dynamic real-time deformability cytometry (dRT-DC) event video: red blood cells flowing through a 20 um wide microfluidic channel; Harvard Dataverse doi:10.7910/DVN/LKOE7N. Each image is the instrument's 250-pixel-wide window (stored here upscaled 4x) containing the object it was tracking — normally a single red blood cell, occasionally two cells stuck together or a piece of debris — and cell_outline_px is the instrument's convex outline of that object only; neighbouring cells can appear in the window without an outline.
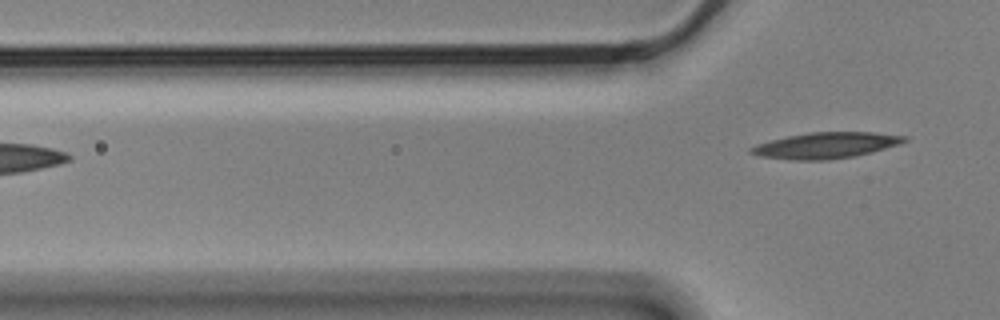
{"species": "Egyptian fruit bat (a non-hibernating species)", "species_latin": "Rousettus aegyptiacus", "temperature_condition": "cold", "stored_images_in_passage": 4, "camera_frame_rate_fps": 3000, "um_per_image_px": 0.085, "animal": {"sex": "male"}, "frame": {"image": 1, "passage_image": 4, "time_ms": 1.0, "image_size_px": [1000, 320], "cell_outline_px": [[908, 140], [900, 144], [872, 152], [856, 156], [828, 160], [792, 160], [760, 156], [748, 152], [748, 148], [756, 144], [788, 136], [812, 132], [872, 132], [908, 136]], "centroid_in_image_um": [70.21, 12.36], "position_along_channel_um": 55.6, "area_um2": 23.29}}